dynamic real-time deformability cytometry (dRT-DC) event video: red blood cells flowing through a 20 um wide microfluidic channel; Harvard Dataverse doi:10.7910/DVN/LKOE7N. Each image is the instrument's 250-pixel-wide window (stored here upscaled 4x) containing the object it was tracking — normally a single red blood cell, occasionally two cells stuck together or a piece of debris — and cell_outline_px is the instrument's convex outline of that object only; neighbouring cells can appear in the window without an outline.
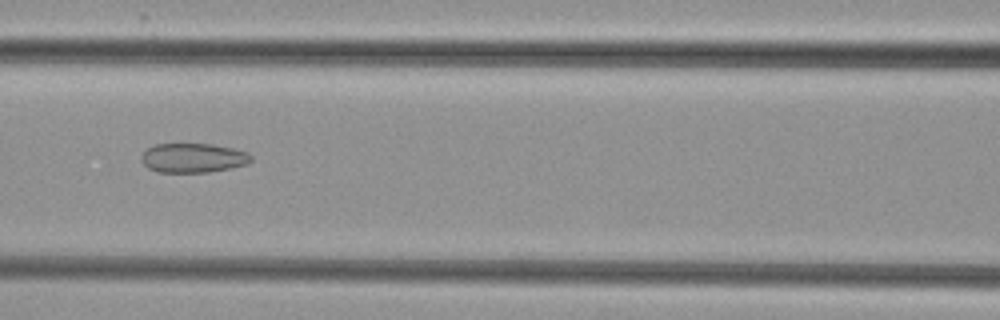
{"species": "common noctule bat (a hibernating species)", "species_latin": "Nyctalus noctula", "temperature_condition": "cold", "stored_images_in_passage": 6, "camera_frame_rate_fps": 3000, "um_per_image_px": 0.085, "animal": {"sex": "female", "body_mass_g": 29.2, "forearm_length_mm": 56.3}, "frame": {"image": 1, "passage_image": 4, "time_ms": 3.333, "image_size_px": [1000, 320], "cell_outline_px": [[252, 160], [248, 164], [208, 172], [156, 172], [148, 168], [140, 160], [140, 156], [148, 148], [156, 144], [212, 144], [232, 148], [248, 152], [252, 156]], "centroid_in_image_um": [16.4, 13.42], "position_along_channel_um": 150.2, "area_um2": 18.79}}
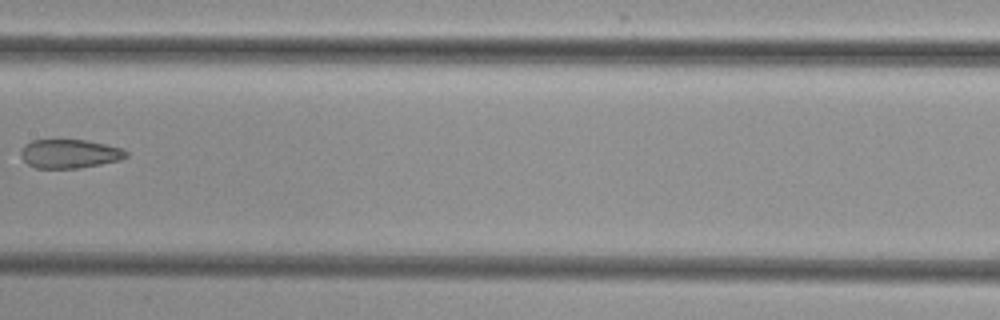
{"frame": {"image": 2, "passage_image": 5, "time_ms": 4.667, "image_size_px": [1000, 320], "cell_outline_px": [[128, 156], [120, 160], [80, 168], [36, 168], [28, 164], [24, 160], [20, 152], [20, 148], [24, 144], [32, 140], [88, 140], [120, 148], [128, 152]], "centroid_in_image_um": [5.89, 13.06], "position_along_channel_um": 201.5, "area_um2": 17.69}}
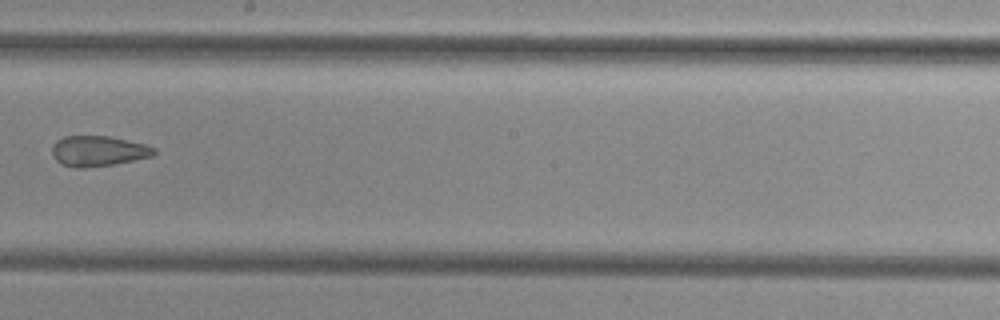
{"frame": {"image": 3, "passage_image": 6, "time_ms": 5.667, "image_size_px": [1000, 320], "cell_outline_px": [[156, 152], [152, 156], [116, 164], [84, 168], [72, 168], [60, 164], [52, 156], [52, 144], [56, 140], [64, 136], [108, 136], [144, 144], [156, 148]], "centroid_in_image_um": [8.3, 12.85], "position_along_channel_um": 239.9, "area_um2": 18.26}}